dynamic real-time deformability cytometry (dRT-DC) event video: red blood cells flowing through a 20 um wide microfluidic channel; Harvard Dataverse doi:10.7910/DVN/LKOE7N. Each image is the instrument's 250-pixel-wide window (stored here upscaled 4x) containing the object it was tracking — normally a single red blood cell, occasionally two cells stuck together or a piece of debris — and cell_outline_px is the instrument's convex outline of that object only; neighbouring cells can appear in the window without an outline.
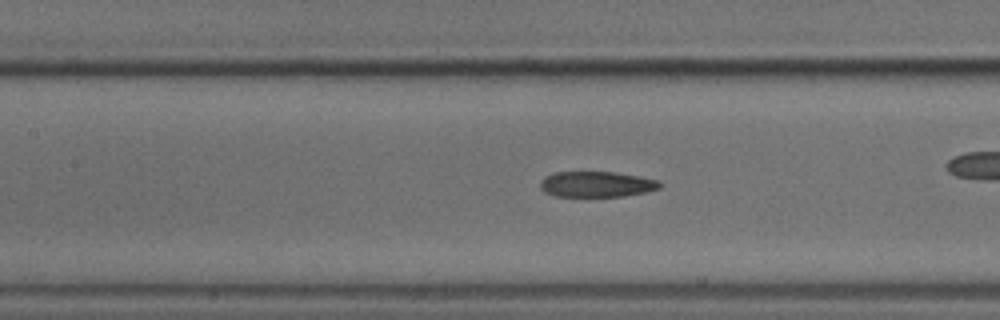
{"species": "common noctule bat (a hibernating species)", "species_latin": "Nyctalus noctula", "temperature_condition": "cold", "stored_images_in_passage": 54, "camera_frame_rate_fps": 3000, "um_per_image_px": 0.085, "animal": {"sex": "male", "body_mass_g": 18.8}, "frame": {"image": 1, "passage_image": 24, "time_ms": 7.667, "image_size_px": [1000, 320], "cell_outline_px": [[660, 188], [648, 192], [624, 196], [552, 196], [544, 192], [540, 188], [540, 180], [544, 176], [556, 172], [616, 172], [640, 176], [660, 180]], "centroid_in_image_um": [50.71, 15.66], "position_along_channel_um": 156.7, "area_um2": 18.09}}
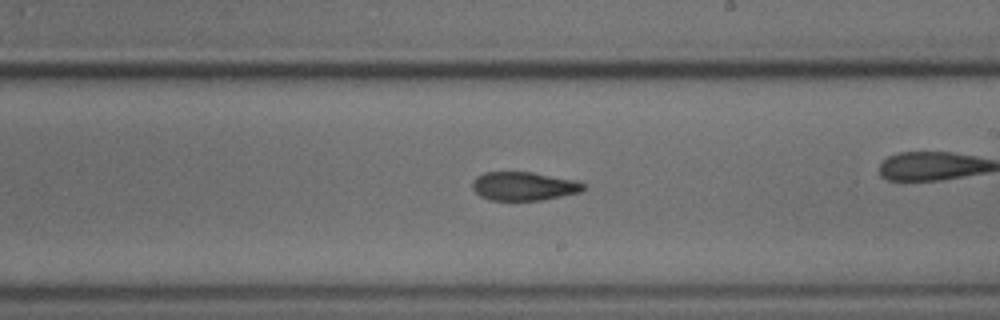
{"frame": {"image": 2, "passage_image": 31, "time_ms": 10.0, "image_size_px": [1000, 320], "cell_outline_px": [[588, 184], [580, 192], [540, 200], [488, 200], [480, 196], [472, 188], [472, 180], [476, 176], [484, 172], [532, 172], [576, 180]], "centroid_in_image_um": [44.51, 15.81], "position_along_channel_um": 244.5, "area_um2": 18.61}}
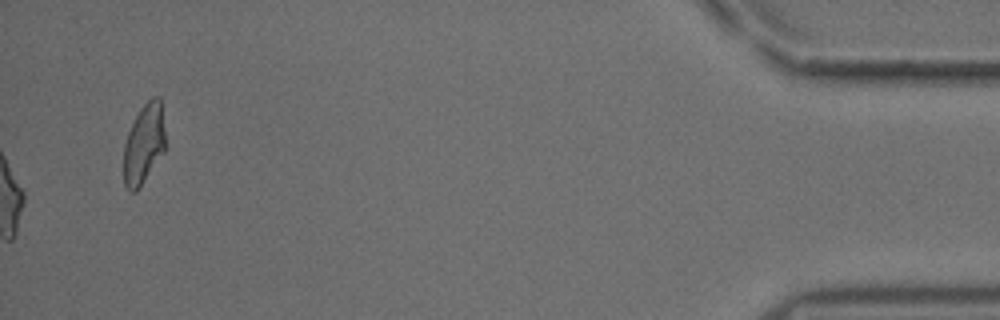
{"frame": {"image": 3, "passage_image": 54, "time_ms": 17.667, "image_size_px": [1000, 320], "cell_outline_px": [[164, 152], [136, 192], [128, 192], [124, 184], [124, 144], [128, 132], [140, 108], [152, 96], [160, 96], [164, 128]], "centroid_in_image_um": [12.22, 12.24], "position_along_channel_um": 423.0, "area_um2": 19.31}, "authors_computed_cell_mechanics": {"area_um2": 19.0451, "velocity_mm_per_s": 3.7709, "shape_relaxation_time_tau1_ms": null, "shape_relaxation_time_tau2_ms": 1.7111, "deformation_change_tau1": null, "deformation_change_tau2": 0.09}}